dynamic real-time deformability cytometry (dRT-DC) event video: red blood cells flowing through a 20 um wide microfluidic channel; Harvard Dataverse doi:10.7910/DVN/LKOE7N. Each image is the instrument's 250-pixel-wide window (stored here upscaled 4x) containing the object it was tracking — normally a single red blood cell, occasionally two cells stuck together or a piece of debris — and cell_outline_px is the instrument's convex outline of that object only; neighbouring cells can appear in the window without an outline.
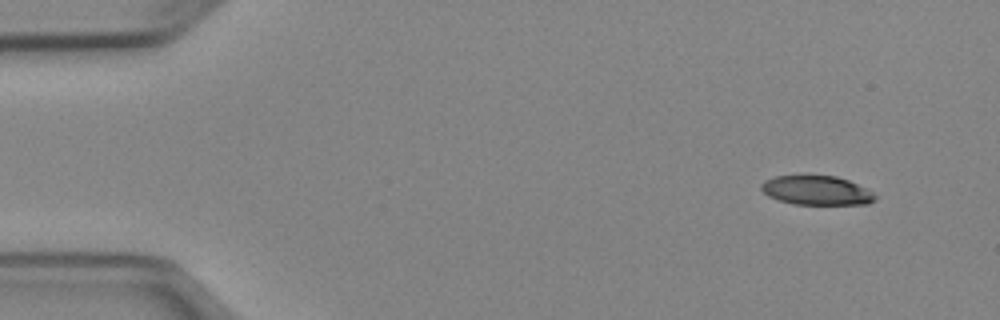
{"species": "Egyptian fruit bat (a non-hibernating species)", "species_latin": "Rousettus aegyptiacus", "temperature_condition": "cold", "stored_images_in_passage": 48, "camera_frame_rate_fps": 3000, "um_per_image_px": 0.085, "animal": {"sex": "female"}, "frame": {"image": 1, "passage_image": 1, "time_ms": 0.0, "image_size_px": [1000, 320], "cell_outline_px": [[876, 200], [868, 204], [796, 204], [780, 200], [768, 196], [760, 188], [760, 184], [764, 180], [776, 176], [836, 176], [848, 180], [868, 188], [876, 196]], "centroid_in_image_um": [69.43, 16.18], "position_along_channel_um": 15.6, "area_um2": 19.31}}
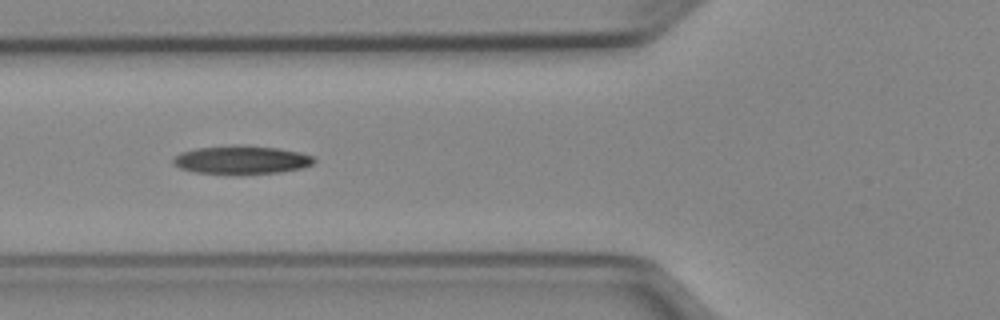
{"frame": {"image": 2, "passage_image": 16, "time_ms": 5.0, "image_size_px": [1000, 320], "cell_outline_px": [[316, 160], [312, 164], [304, 168], [280, 172], [240, 176], [196, 172], [180, 168], [172, 164], [172, 156], [180, 152], [196, 148], [276, 148], [300, 152], [312, 156]], "centroid_in_image_um": [20.51, 13.67], "position_along_channel_um": 105.3, "area_um2": 22.89}}
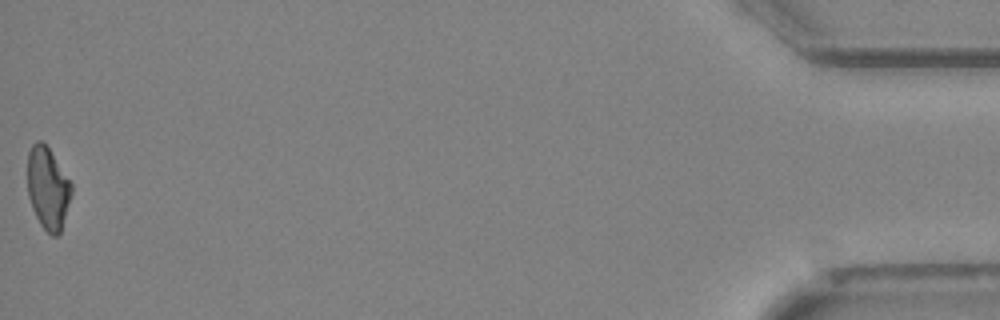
{"frame": {"image": 3, "passage_image": 48, "time_ms": 15.667, "image_size_px": [1000, 320], "cell_outline_px": [[72, 192], [60, 232], [56, 236], [52, 236], [40, 224], [32, 208], [28, 196], [28, 152], [32, 144], [36, 140], [40, 140], [48, 148], [72, 184]], "centroid_in_image_um": [4.05, 15.99], "position_along_channel_um": 431.1, "area_um2": 20.69}, "authors_computed_cell_mechanics": {"area_um2": 22.0796, "velocity_mm_per_s": 3.9641, "shape_relaxation_time_tau1_ms": 7.8879, "shape_relaxation_time_tau2_ms": 11.3068, "deformation_change_tau1": 0.1842, "deformation_change_tau2": 0.2492}}